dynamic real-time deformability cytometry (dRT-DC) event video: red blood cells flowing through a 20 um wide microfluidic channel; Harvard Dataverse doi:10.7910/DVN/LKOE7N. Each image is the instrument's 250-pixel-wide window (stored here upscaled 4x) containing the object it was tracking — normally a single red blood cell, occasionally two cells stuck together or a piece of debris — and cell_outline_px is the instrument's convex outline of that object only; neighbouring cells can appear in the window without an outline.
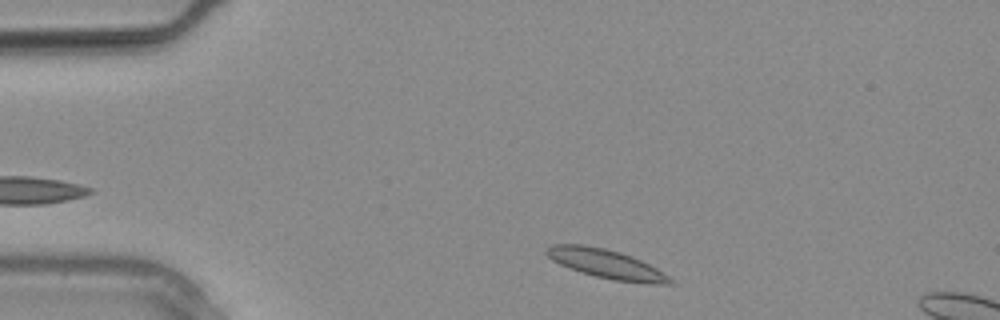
{"species": "common noctule bat (a hibernating species)", "species_latin": "Nyctalus noctula", "temperature_condition": "warm", "stored_images_in_passage": 4, "camera_frame_rate_fps": 3000, "um_per_image_px": 0.085, "animal": {"sex": "male", "body_mass_g": 20.4}, "frame": {"image": 1, "passage_image": 1, "time_ms": 0.0, "image_size_px": [1000, 320], "cell_outline_px": [[676, 284], [648, 284], [616, 280], [596, 276], [580, 272], [560, 264], [552, 260], [544, 252], [544, 248], [552, 244], [584, 244], [604, 248], [620, 252], [632, 256], [656, 268], [668, 276]], "centroid_in_image_um": [51.5, 22.42], "position_along_channel_um": 33.5, "area_um2": 20.87}}